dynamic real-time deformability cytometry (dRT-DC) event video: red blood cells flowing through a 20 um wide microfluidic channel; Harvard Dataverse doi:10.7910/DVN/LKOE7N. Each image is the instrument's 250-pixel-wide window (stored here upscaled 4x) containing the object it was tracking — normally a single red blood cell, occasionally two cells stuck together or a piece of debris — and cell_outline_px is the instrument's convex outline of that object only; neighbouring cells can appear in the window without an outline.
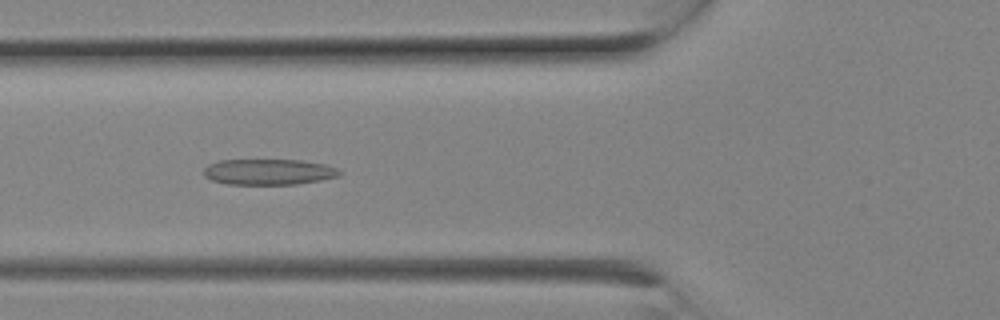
{"species": "Egyptian fruit bat (a non-hibernating species)", "species_latin": "Rousettus aegyptiacus", "temperature_condition": "room temperature", "stored_images_in_passage": 8, "camera_frame_rate_fps": 3000, "um_per_image_px": 0.085, "animal": {"sex": "female"}, "frame": {"image": 1, "passage_image": 7, "time_ms": 2.0, "image_size_px": [1000, 320], "cell_outline_px": [[340, 176], [320, 180], [296, 184], [228, 184], [212, 180], [204, 176], [204, 168], [208, 164], [220, 160], [300, 160], [324, 164], [336, 168], [340, 172]], "centroid_in_image_um": [22.81, 14.61], "position_along_channel_um": 103.0, "area_um2": 20.29}}
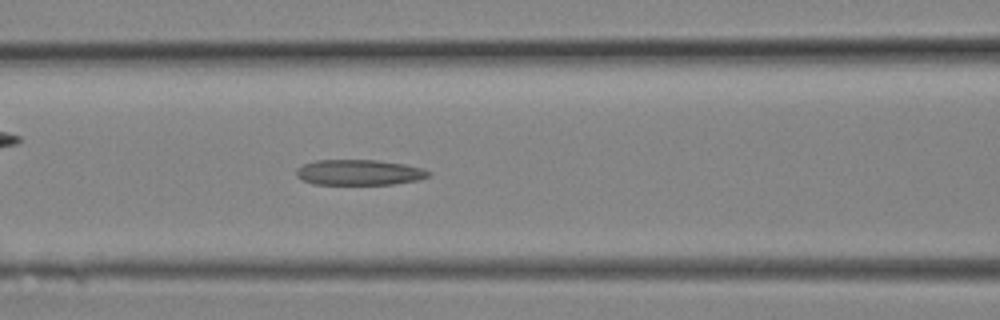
{"frame": {"image": 2, "passage_image": 8, "time_ms": 2.333, "image_size_px": [1000, 320], "cell_outline_px": [[432, 172], [428, 176], [416, 180], [392, 184], [312, 184], [296, 176], [296, 168], [304, 164], [316, 160], [376, 160], [404, 164], [424, 168]], "centroid_in_image_um": [30.52, 14.65], "position_along_channel_um": 136.1, "area_um2": 19.59}}